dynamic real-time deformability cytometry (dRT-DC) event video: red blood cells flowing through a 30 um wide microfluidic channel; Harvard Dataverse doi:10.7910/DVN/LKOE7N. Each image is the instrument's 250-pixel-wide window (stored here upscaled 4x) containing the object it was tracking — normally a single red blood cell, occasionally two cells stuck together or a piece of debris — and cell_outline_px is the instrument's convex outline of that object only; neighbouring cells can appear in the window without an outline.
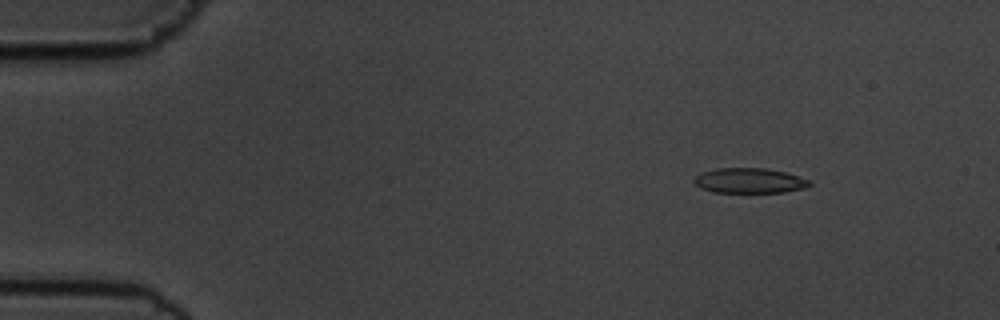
{"species": "common noctule bat (a hibernating species)", "species_latin": "Nyctalus noctula", "temperature_condition": "cold", "stored_images_in_passage": 54, "camera_frame_rate_fps": 3000, "um_per_image_px": 0.085, "animal": {"sex": "male", "body_mass_g": 19.5, "forearm_length_mm": 54.6}, "frame": {"image": 1, "passage_image": 6, "time_ms": 1.667, "image_size_px": [1000, 320], "cell_outline_px": [[812, 184], [808, 188], [784, 192], [716, 192], [700, 188], [692, 180], [700, 172], [716, 168], [764, 168], [784, 172], [812, 180]], "centroid_in_image_um": [63.73, 15.35], "position_along_channel_um": 21.3, "area_um2": 16.99}}
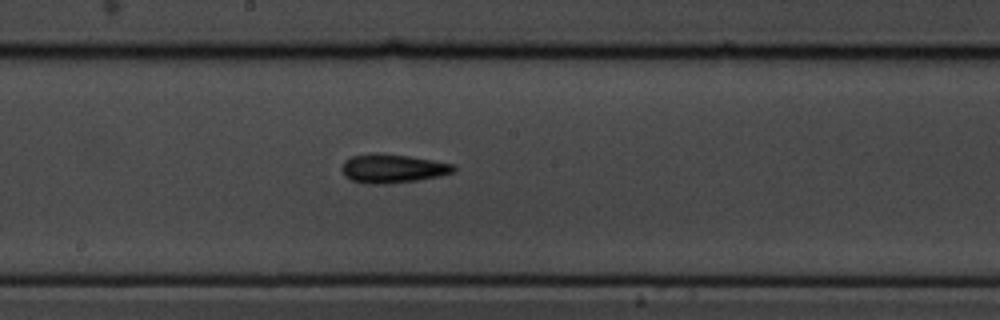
{"frame": {"image": 2, "passage_image": 29, "time_ms": 9.333, "image_size_px": [1000, 320], "cell_outline_px": [[456, 168], [452, 172], [440, 176], [416, 180], [388, 184], [364, 184], [352, 180], [344, 176], [340, 168], [344, 160], [352, 156], [372, 152], [376, 152], [408, 156], [432, 160], [452, 164]], "centroid_in_image_um": [33.29, 14.32], "position_along_channel_um": 214.9, "area_um2": 18.9}}
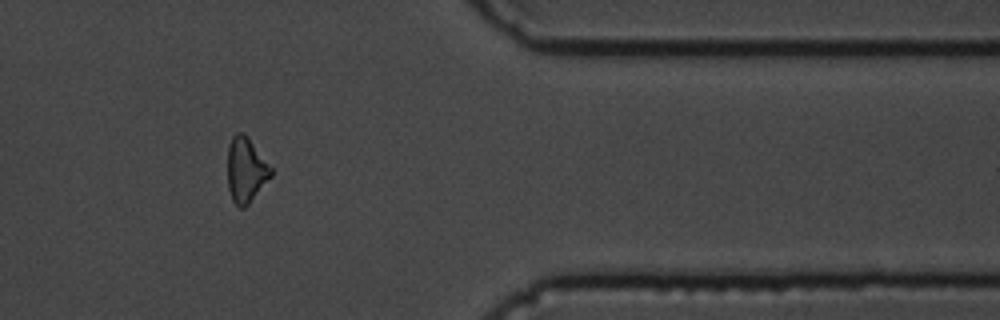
{"frame": {"image": 3, "passage_image": 45, "time_ms": 14.667, "image_size_px": [1000, 320], "cell_outline_px": [[272, 176], [248, 204], [244, 208], [240, 208], [232, 200], [228, 188], [228, 144], [232, 136], [236, 132], [240, 132], [248, 136], [272, 168]], "centroid_in_image_um": [20.9, 14.43], "position_along_channel_um": 390.5, "area_um2": 16.47}, "authors_computed_cell_mechanics": {"area_um2": 17.0799, "velocity_mm_per_s": 3.6357, "shape_relaxation_time_tau1_ms": 5.6154, "shape_relaxation_time_tau2_ms": null, "deformation_change_tau1": 0.1295, "deformation_change_tau2": null}}